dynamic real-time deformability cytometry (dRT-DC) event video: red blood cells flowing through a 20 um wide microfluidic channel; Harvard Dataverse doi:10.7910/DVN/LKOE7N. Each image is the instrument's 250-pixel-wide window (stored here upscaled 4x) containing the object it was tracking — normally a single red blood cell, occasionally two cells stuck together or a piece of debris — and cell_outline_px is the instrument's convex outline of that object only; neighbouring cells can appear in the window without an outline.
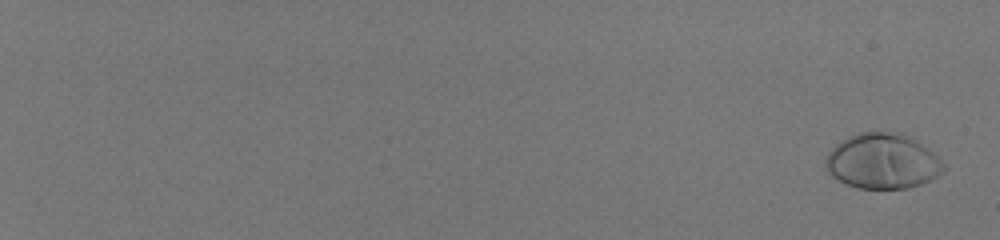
{"species": "human", "species_latin": "Homo sapiens", "temperature_condition": "room temperature", "stored_images_in_passage": 59, "camera_frame_rate_fps": 3000, "um_per_image_px": 0.085, "donor": {"sex": "male"}, "frame": {"image": 1, "passage_image": 3, "time_ms": 0.667, "image_size_px": [1000, 240], "cell_outline_px": [[948, 168], [944, 172], [920, 184], [908, 188], [856, 188], [832, 176], [824, 168], [824, 160], [828, 152], [836, 144], [848, 136], [860, 132], [904, 132], [928, 148]], "centroid_in_image_um": [75.01, 13.69], "position_along_channel_um": 10.0, "area_um2": 38.15}}
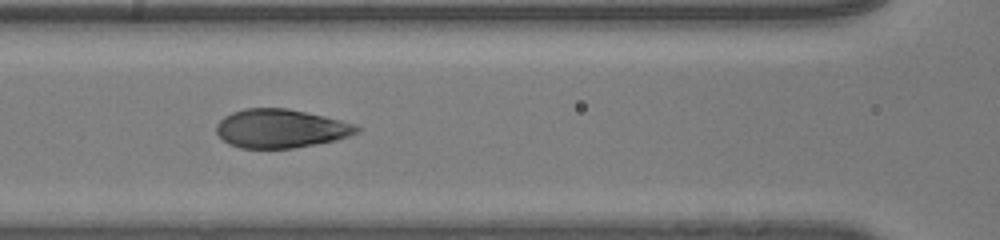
{"frame": {"image": 2, "passage_image": 34, "time_ms": 11.0, "image_size_px": [1000, 240], "cell_outline_px": [[360, 128], [356, 132], [348, 136], [336, 140], [292, 148], [240, 148], [228, 144], [216, 132], [216, 124], [224, 116], [232, 112], [244, 108], [288, 108], [324, 116], [340, 120], [352, 124]], "centroid_in_image_um": [23.8, 10.92], "position_along_channel_um": 142.8, "area_um2": 31.44}}
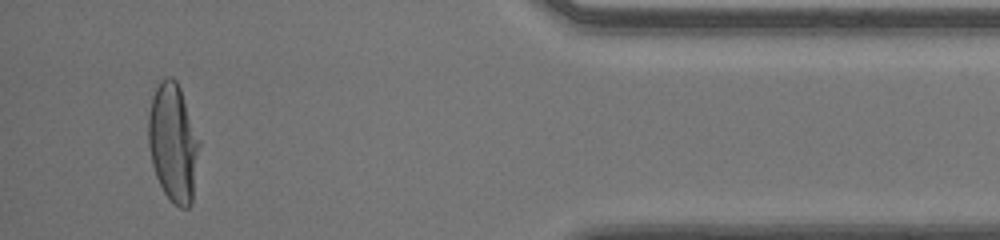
{"frame": {"image": 3, "passage_image": 57, "time_ms": 18.667, "image_size_px": [1000, 240], "cell_outline_px": [[200, 144], [192, 204], [188, 208], [180, 208], [164, 192], [156, 176], [152, 164], [148, 144], [148, 116], [152, 96], [160, 80], [168, 76], [172, 76], [176, 80], [180, 88], [200, 140]], "centroid_in_image_um": [14.72, 12.11], "position_along_channel_um": 420.5, "area_um2": 35.14}, "authors_computed_cell_mechanics": {"area_um2": 33.5818, "velocity_mm_per_s": 4.0722, "shape_relaxation_time_tau1_ms": 3.3905, "shape_relaxation_time_tau2_ms": null, "deformation_change_tau1": 0.2132, "deformation_change_tau2": null}}